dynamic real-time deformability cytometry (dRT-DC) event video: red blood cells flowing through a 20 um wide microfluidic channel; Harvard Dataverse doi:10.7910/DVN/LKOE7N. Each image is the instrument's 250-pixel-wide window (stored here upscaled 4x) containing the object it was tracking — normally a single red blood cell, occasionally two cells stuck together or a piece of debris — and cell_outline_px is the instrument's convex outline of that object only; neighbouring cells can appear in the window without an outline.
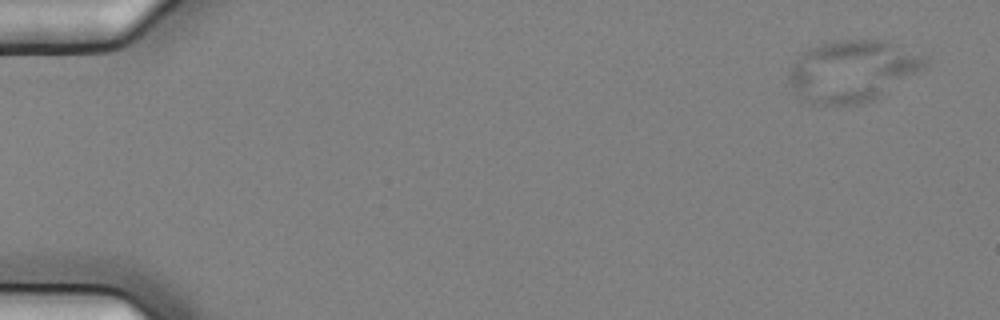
{"species": "common noctule bat (a hibernating species)", "species_latin": "Nyctalus noctula", "temperature_condition": "cold", "stored_images_in_passage": 4, "camera_frame_rate_fps": 3000, "um_per_image_px": 0.085, "animal": {"sex": "female", "body_mass_g": 25.1}, "frame": {"image": 1, "passage_image": 1, "time_ms": 0.0, "image_size_px": [1000, 320], "cell_outline_px": [[928, 68], [872, 100], [856, 104], [836, 108], [812, 104], [804, 100], [792, 92], [788, 80], [788, 76], [792, 64], [800, 52], [808, 48], [820, 44], [836, 40], [888, 40], [928, 56]], "centroid_in_image_um": [72.46, 6.05], "position_along_channel_um": 12.5, "area_um2": 50.17}}